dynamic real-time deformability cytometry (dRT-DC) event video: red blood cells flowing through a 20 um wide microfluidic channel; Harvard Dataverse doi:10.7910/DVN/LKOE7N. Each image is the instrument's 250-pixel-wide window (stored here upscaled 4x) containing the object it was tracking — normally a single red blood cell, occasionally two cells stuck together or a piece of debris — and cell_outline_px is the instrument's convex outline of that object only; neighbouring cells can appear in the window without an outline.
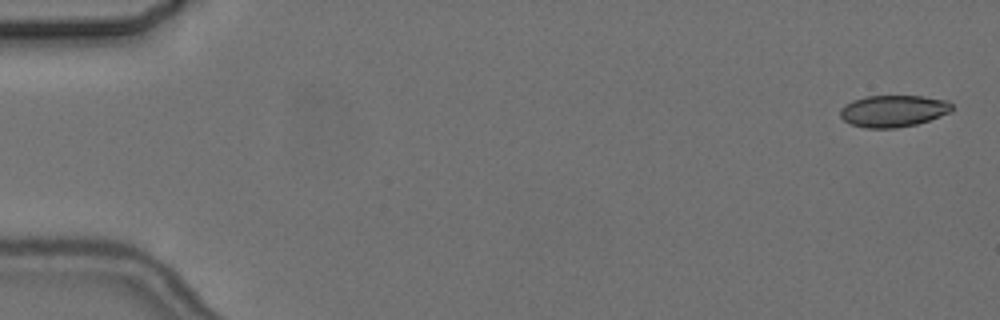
{"species": "common noctule bat (a hibernating species)", "species_latin": "Nyctalus noctula", "temperature_condition": "cold", "stored_images_in_passage": 7, "camera_frame_rate_fps": 3000, "um_per_image_px": 0.085, "animal": {"sex": "female", "body_mass_g": 24.6, "forearm_length_mm": 56.2}, "frame": {"image": 1, "passage_image": 1, "time_ms": 0.0, "image_size_px": [1000, 320], "cell_outline_px": [[952, 112], [916, 124], [896, 128], [864, 128], [852, 124], [844, 120], [840, 116], [840, 108], [852, 100], [868, 96], [924, 96], [948, 100], [952, 104]], "centroid_in_image_um": [75.94, 9.43], "position_along_channel_um": 9.1, "area_um2": 20.75}}
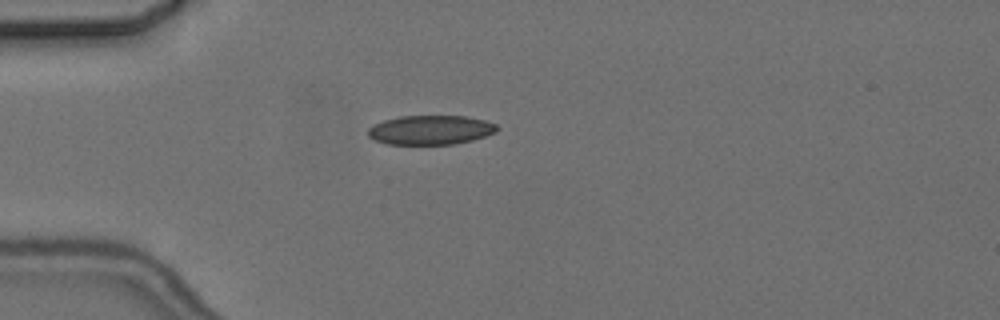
{"frame": {"image": 2, "passage_image": 4, "time_ms": 4.667, "image_size_px": [1000, 320], "cell_outline_px": [[500, 128], [496, 132], [472, 140], [452, 144], [388, 144], [376, 140], [368, 136], [368, 128], [384, 120], [400, 116], [464, 116], [484, 120], [496, 124]], "centroid_in_image_um": [36.61, 11.04], "position_along_channel_um": 48.4, "area_um2": 21.85}}
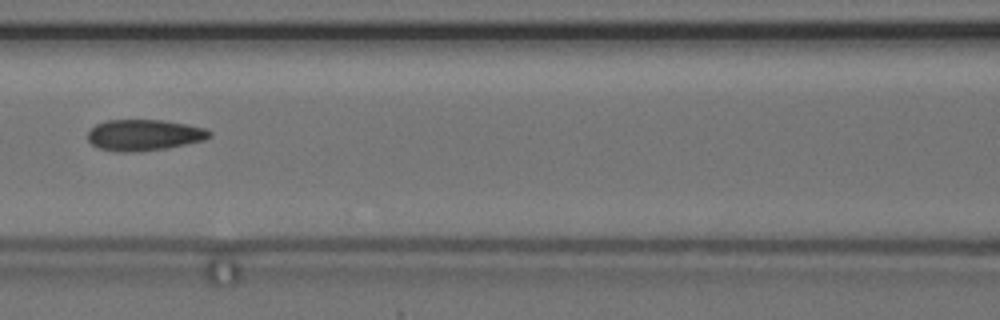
{"frame": {"image": 3, "passage_image": 7, "time_ms": 8.0, "image_size_px": [1000, 320], "cell_outline_px": [[212, 136], [204, 140], [164, 148], [136, 152], [120, 152], [100, 148], [92, 144], [88, 140], [88, 132], [96, 124], [104, 120], [164, 120], [188, 124], [204, 128], [212, 132]], "centroid_in_image_um": [12.25, 11.47], "position_along_channel_um": 154.4, "area_um2": 22.02}}